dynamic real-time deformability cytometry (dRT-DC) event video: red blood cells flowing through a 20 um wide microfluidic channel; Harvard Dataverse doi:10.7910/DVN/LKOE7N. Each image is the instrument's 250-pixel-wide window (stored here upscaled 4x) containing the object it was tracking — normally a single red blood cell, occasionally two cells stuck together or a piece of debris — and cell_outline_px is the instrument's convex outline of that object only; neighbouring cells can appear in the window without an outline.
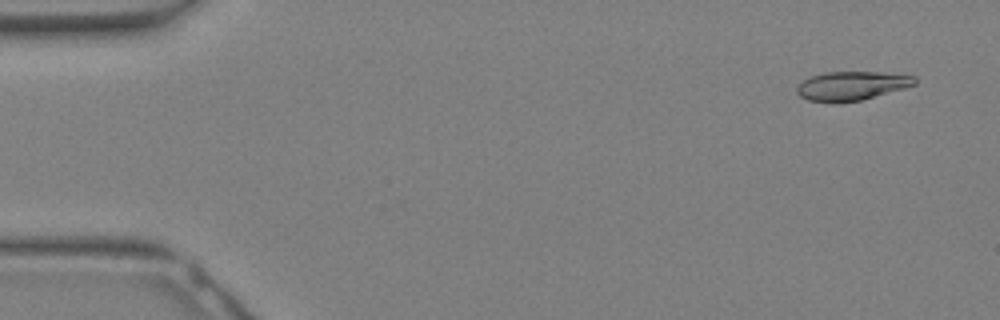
{"species": "Egyptian fruit bat (a non-hibernating species)", "species_latin": "Rousettus aegyptiacus", "temperature_condition": "warm", "stored_images_in_passage": 20, "camera_frame_rate_fps": 3000, "um_per_image_px": 0.085, "animal": {"sex": "female"}, "frame": {"image": 1, "passage_image": 1, "time_ms": 0.0, "image_size_px": [1000, 320], "cell_outline_px": [[916, 84], [904, 88], [860, 100], [808, 100], [800, 96], [796, 92], [796, 88], [808, 76], [824, 72], [880, 72], [916, 76]], "centroid_in_image_um": [72.4, 7.25], "position_along_channel_um": 12.6, "area_um2": 19.25}}
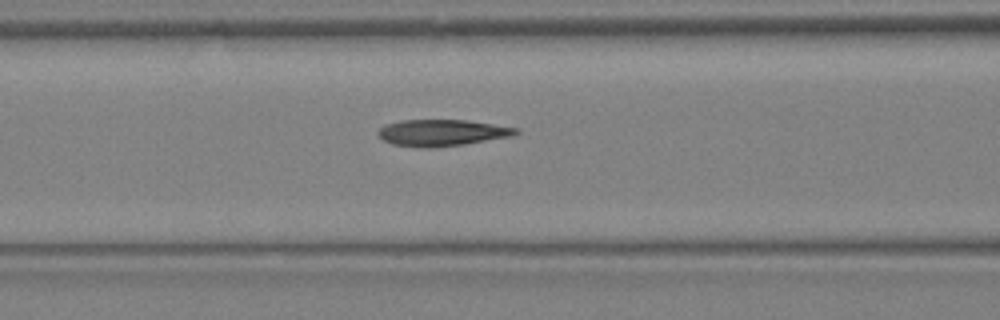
{"frame": {"image": 2, "passage_image": 12, "time_ms": 3.667, "image_size_px": [1000, 320], "cell_outline_px": [[520, 132], [512, 136], [464, 144], [432, 148], [424, 148], [392, 144], [384, 140], [376, 132], [384, 124], [400, 120], [468, 120], [520, 128]], "centroid_in_image_um": [37.57, 11.28], "position_along_channel_um": 129.0, "area_um2": 21.39}}
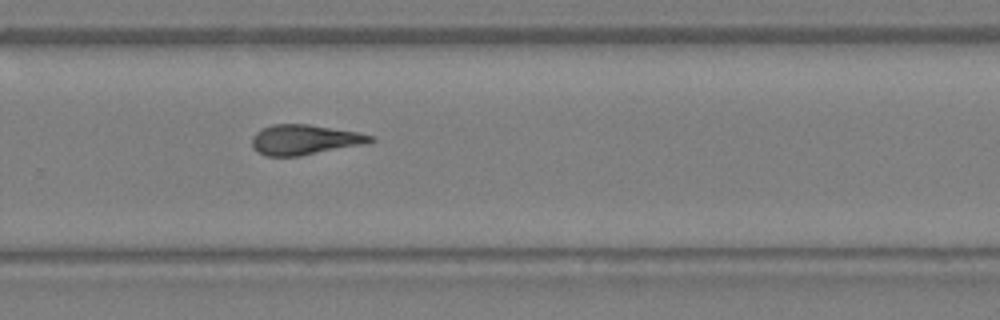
{"frame": {"image": 3, "passage_image": 20, "time_ms": 6.333, "image_size_px": [1000, 320], "cell_outline_px": [[376, 140], [368, 144], [300, 156], [268, 156], [260, 152], [252, 144], [252, 136], [256, 132], [272, 124], [308, 124], [356, 132], [372, 136]], "centroid_in_image_um": [25.93, 11.88], "position_along_channel_um": 303.9, "area_um2": 20.63}}